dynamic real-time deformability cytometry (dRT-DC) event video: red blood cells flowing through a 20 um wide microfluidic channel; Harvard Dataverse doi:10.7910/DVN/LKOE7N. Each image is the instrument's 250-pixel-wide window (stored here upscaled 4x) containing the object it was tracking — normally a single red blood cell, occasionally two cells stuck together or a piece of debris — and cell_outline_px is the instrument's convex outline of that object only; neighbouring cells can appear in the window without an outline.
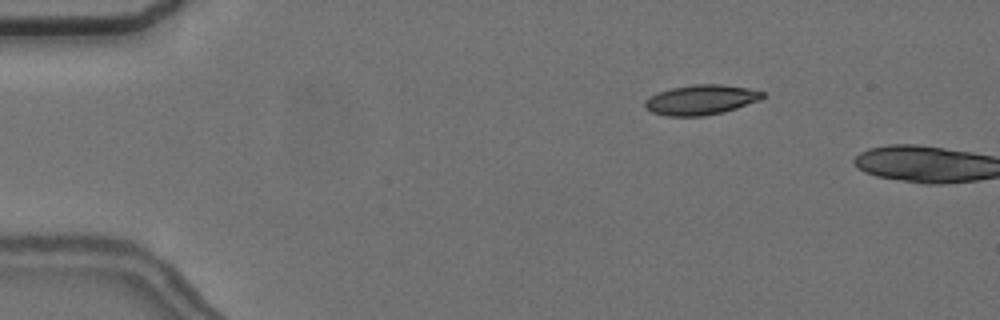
{"species": "common noctule bat (a hibernating species)", "species_latin": "Nyctalus noctula", "temperature_condition": "cold", "stored_images_in_passage": 3, "camera_frame_rate_fps": 3000, "um_per_image_px": 0.085, "animal": {"sex": "female", "body_mass_g": 24.6, "forearm_length_mm": 56.2}, "frame": {"image": 1, "passage_image": 2, "time_ms": 1.667, "image_size_px": [1000, 320], "cell_outline_px": [[764, 96], [760, 100], [724, 112], [704, 116], [668, 116], [652, 112], [644, 108], [644, 100], [660, 92], [672, 88], [696, 84], [720, 84], [748, 88], [764, 92]], "centroid_in_image_um": [59.59, 8.49], "position_along_channel_um": 25.4, "area_um2": 20.4}}